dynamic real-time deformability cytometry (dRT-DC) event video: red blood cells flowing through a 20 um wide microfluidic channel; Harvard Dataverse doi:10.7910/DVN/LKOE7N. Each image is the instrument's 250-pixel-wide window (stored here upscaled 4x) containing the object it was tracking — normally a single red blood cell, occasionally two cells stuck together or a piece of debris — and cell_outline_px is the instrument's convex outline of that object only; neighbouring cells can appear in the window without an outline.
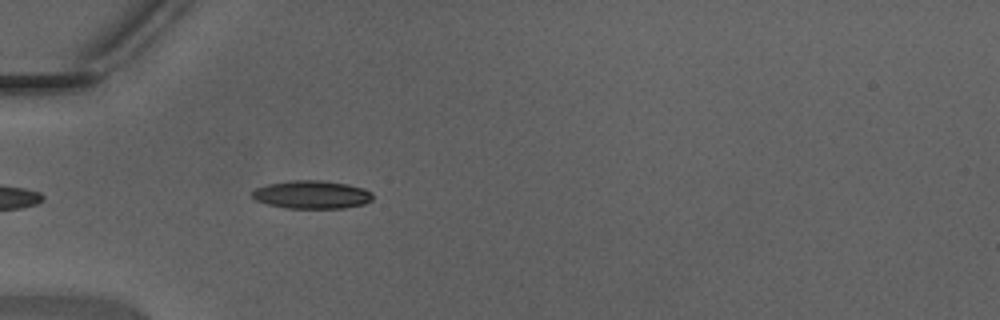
{"species": "Egyptian fruit bat (a non-hibernating species)", "species_latin": "Rousettus aegyptiacus", "temperature_condition": "warm", "stored_images_in_passage": 34, "camera_frame_rate_fps": 3000, "um_per_image_px": 0.085, "animal": {"sex": "male"}, "frame": {"image": 1, "passage_image": 4, "time_ms": 1.0, "image_size_px": [1000, 320], "cell_outline_px": [[372, 200], [364, 204], [344, 208], [284, 208], [268, 204], [256, 200], [252, 196], [252, 192], [256, 188], [268, 184], [292, 180], [320, 180], [348, 184], [364, 188], [372, 192]], "centroid_in_image_um": [26.52, 16.54], "position_along_channel_um": 58.5, "area_um2": 19.77}}
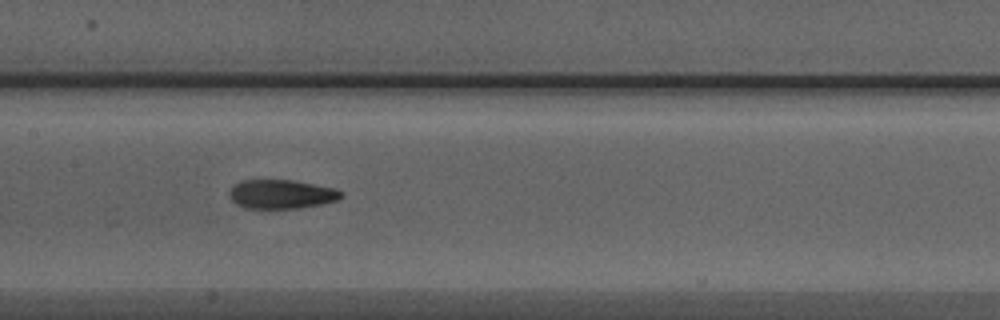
{"frame": {"image": 2, "passage_image": 13, "time_ms": 4.0, "image_size_px": [1000, 320], "cell_outline_px": [[344, 196], [336, 200], [320, 204], [296, 208], [244, 208], [236, 204], [232, 200], [228, 192], [240, 180], [292, 180], [332, 188], [344, 192]], "centroid_in_image_um": [23.89, 16.5], "position_along_channel_um": 183.5, "area_um2": 18.67}}
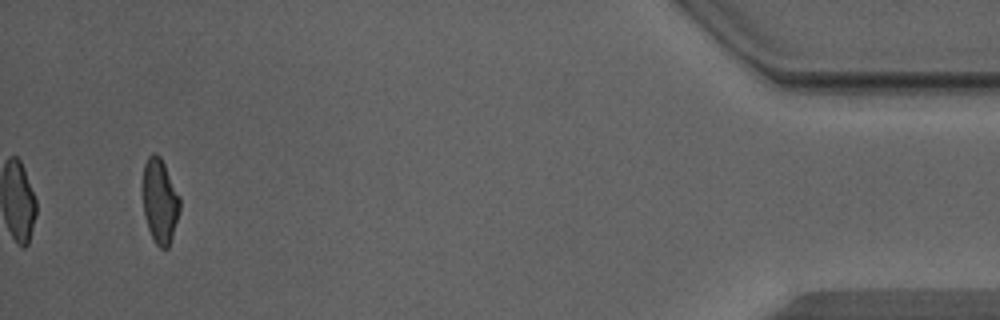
{"frame": {"image": 3, "passage_image": 34, "time_ms": 11.0, "image_size_px": [1000, 320], "cell_outline_px": [[180, 208], [172, 236], [168, 248], [160, 248], [156, 244], [148, 228], [144, 216], [140, 188], [144, 164], [148, 156], [152, 152], [156, 152], [160, 156], [180, 196]], "centroid_in_image_um": [13.54, 17.03], "position_along_channel_um": 421.7, "area_um2": 18.73}, "authors_computed_cell_mechanics": {"area_um2": 19.0451, "velocity_mm_per_s": 4.4409, "shape_relaxation_time_tau1_ms": 4.796, "shape_relaxation_time_tau2_ms": 1.9824, "deformation_change_tau1": 0.2069, "deformation_change_tau2": 0.1077}}